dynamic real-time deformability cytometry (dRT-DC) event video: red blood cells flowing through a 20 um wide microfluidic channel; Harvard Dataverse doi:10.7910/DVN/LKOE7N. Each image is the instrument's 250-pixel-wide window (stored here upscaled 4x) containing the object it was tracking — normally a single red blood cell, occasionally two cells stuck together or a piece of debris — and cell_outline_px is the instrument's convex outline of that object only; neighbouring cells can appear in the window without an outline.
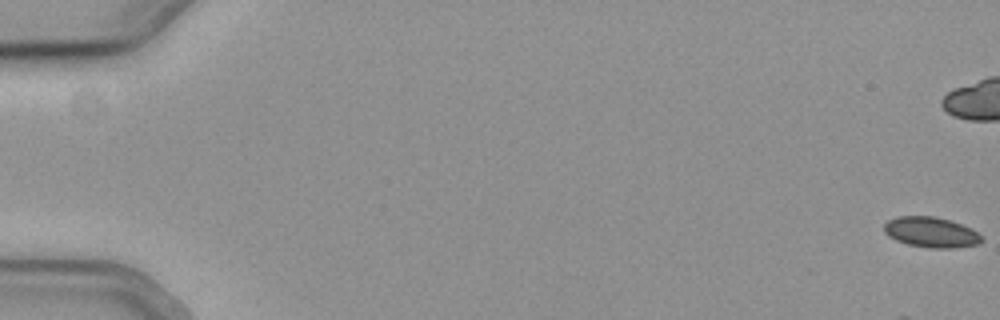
{"species": "common noctule bat (a hibernating species)", "species_latin": "Nyctalus noctula", "temperature_condition": "cold", "stored_images_in_passage": 8, "camera_frame_rate_fps": 3000, "um_per_image_px": 0.085, "animal": {"sex": "female", "body_mass_g": 19.3, "forearm_length_mm": 54.1}, "frame": {"image": 1, "passage_image": 1, "time_ms": 0.0, "image_size_px": [1000, 320], "cell_outline_px": [[984, 240], [980, 244], [952, 248], [928, 248], [908, 244], [896, 240], [888, 236], [884, 232], [884, 224], [888, 220], [896, 216], [932, 216], [948, 220], [972, 228]], "centroid_in_image_um": [79.12, 19.74], "position_along_channel_um": 5.9, "area_um2": 17.28}}